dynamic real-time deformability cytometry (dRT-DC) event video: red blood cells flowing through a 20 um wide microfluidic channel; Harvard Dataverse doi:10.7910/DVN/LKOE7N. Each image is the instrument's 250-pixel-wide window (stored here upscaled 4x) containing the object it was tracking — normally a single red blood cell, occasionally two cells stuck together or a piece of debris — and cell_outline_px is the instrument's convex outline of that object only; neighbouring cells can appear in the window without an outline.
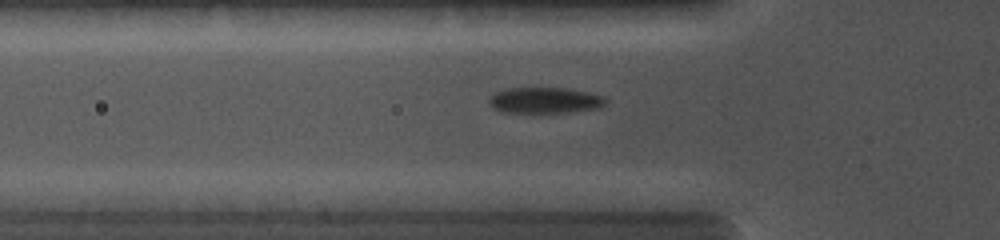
{"species": "common noctule bat (a hibernating species)", "species_latin": "Nyctalus noctula", "temperature_condition": "cold", "stored_images_in_passage": 29, "camera_frame_rate_fps": 5000, "um_per_image_px": 0.085, "animal": {"sex": "female", "body_mass_g": 19.0, "forearm_length_mm": 56.7}, "frame": {"image": 1, "passage_image": 10, "time_ms": 4.2, "image_size_px": [1000, 240], "cell_outline_px": [[608, 104], [600, 108], [568, 112], [500, 112], [492, 108], [488, 100], [496, 92], [508, 88], [564, 88], [588, 92], [604, 96], [608, 100]], "centroid_in_image_um": [46.36, 8.53], "position_along_channel_um": 79.4, "area_um2": 17.69}}
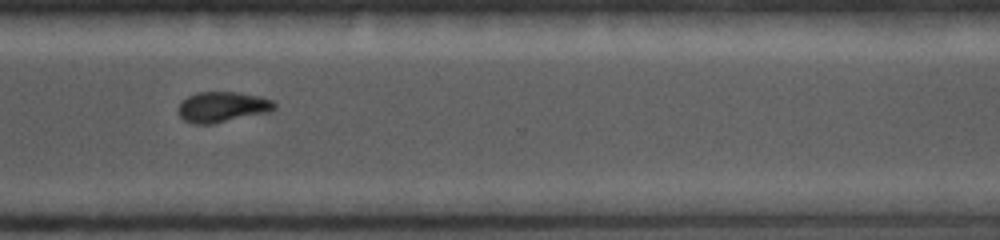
{"frame": {"image": 2, "passage_image": 23, "time_ms": 10.2, "image_size_px": [1000, 240], "cell_outline_px": [[276, 108], [272, 112], [212, 124], [192, 124], [184, 120], [176, 112], [180, 104], [188, 96], [200, 92], [236, 92], [256, 96], [272, 100], [276, 104]], "centroid_in_image_um": [18.91, 9.11], "position_along_channel_um": 351.7, "area_um2": 17.17}}
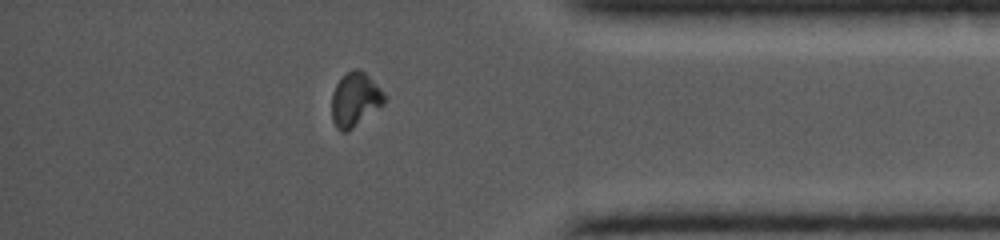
{"frame": {"image": 3, "passage_image": 26, "time_ms": 11.6, "image_size_px": [1000, 240], "cell_outline_px": [[384, 104], [348, 132], [340, 132], [336, 128], [332, 120], [332, 92], [336, 84], [348, 72], [356, 68], [364, 72], [384, 92]], "centroid_in_image_um": [30.16, 8.5], "position_along_channel_um": 405.0, "area_um2": 16.42}}